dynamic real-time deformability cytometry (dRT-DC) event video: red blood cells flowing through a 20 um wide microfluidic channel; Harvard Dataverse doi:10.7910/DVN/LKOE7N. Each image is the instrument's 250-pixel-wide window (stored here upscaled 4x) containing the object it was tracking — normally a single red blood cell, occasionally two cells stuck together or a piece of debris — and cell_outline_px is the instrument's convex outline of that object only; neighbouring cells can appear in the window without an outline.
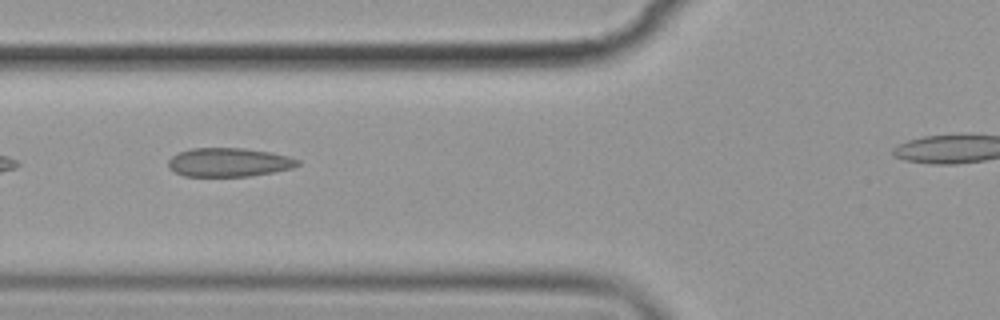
{"species": "common noctule bat (a hibernating species)", "species_latin": "Nyctalus noctula", "temperature_condition": "cold", "stored_images_in_passage": 9, "segment_of_instrument_passage": [1, 2], "camera_frame_rate_fps": 3000, "um_per_image_px": 0.085, "animal": {"sex": "female", "body_mass_g": 19.9}, "frame": {"image": 1, "passage_image": 6, "time_ms": 6.333, "image_size_px": [1000, 320], "cell_outline_px": [[300, 164], [292, 168], [272, 172], [248, 176], [184, 176], [168, 168], [168, 160], [172, 156], [180, 152], [192, 148], [244, 148], [272, 152], [288, 156], [300, 160]], "centroid_in_image_um": [19.46, 13.79], "position_along_channel_um": 106.3, "area_um2": 21.68}}
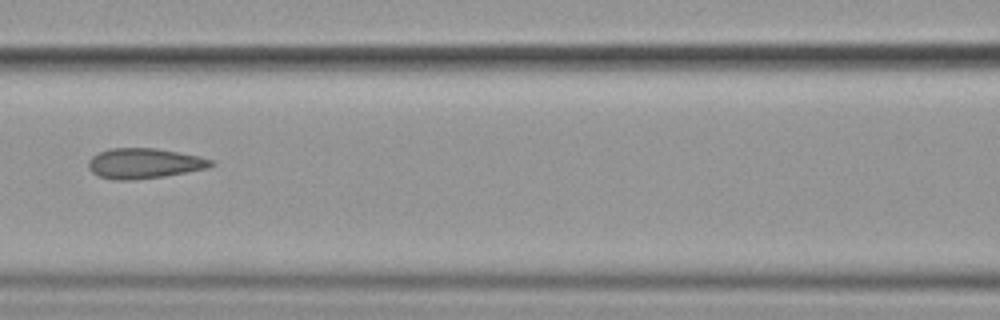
{"frame": {"image": 2, "passage_image": 7, "time_ms": 7.667, "image_size_px": [1000, 320], "cell_outline_px": [[216, 164], [208, 168], [164, 176], [128, 180], [120, 180], [100, 176], [92, 172], [88, 168], [88, 160], [92, 156], [100, 152], [112, 148], [156, 148], [200, 156], [212, 160]], "centroid_in_image_um": [12.28, 13.88], "position_along_channel_um": 154.3, "area_um2": 21.44}}
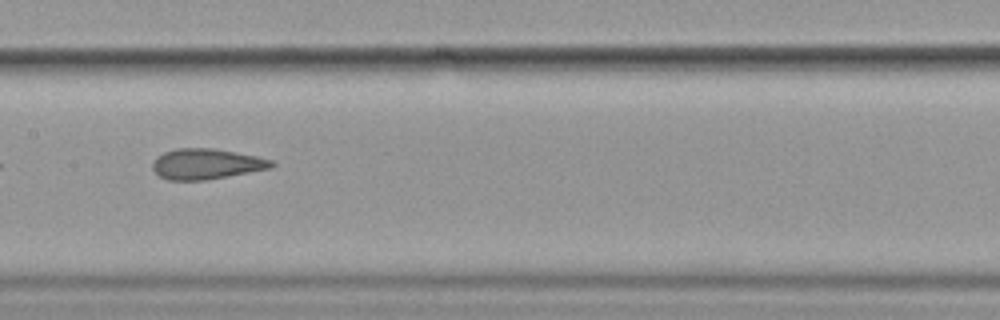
{"frame": {"image": 3, "passage_image": 8, "time_ms": 8.667, "image_size_px": [1000, 320], "cell_outline_px": [[276, 164], [272, 168], [228, 176], [204, 180], [168, 180], [160, 176], [152, 168], [152, 164], [156, 156], [164, 152], [176, 148], [216, 148], [256, 156], [272, 160]], "centroid_in_image_um": [17.54, 13.93], "position_along_channel_um": 189.9, "area_um2": 21.21}}